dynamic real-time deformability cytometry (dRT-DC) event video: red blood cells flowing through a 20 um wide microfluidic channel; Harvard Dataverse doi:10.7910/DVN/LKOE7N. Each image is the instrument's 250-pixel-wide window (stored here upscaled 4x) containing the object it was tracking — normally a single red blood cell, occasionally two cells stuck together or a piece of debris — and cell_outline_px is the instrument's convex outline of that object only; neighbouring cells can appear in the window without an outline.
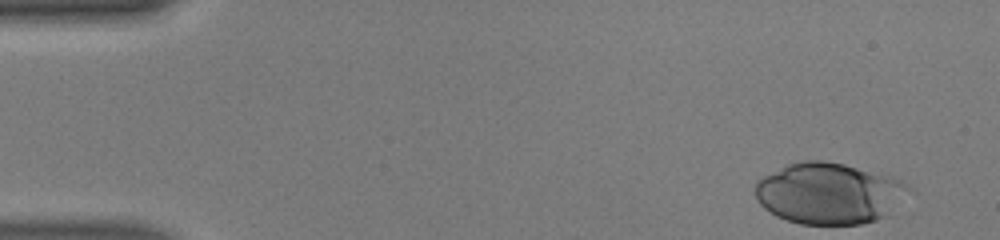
{"species": "human", "species_latin": "Homo sapiens", "temperature_condition": "warm", "stored_images_in_passage": 39, "camera_frame_rate_fps": 3000, "um_per_image_px": 0.085, "donor": {"sex": "male"}, "frame": {"image": 1, "passage_image": 1, "time_ms": 0.0, "image_size_px": [1000, 240], "cell_outline_px": [[916, 192], [884, 216], [876, 220], [864, 224], [800, 224], [776, 216], [764, 208], [760, 204], [756, 196], [756, 180], [788, 164], [804, 160], [824, 160], [844, 164], [892, 176], [916, 188]], "centroid_in_image_um": [70.56, 16.43], "position_along_channel_um": 14.4, "area_um2": 55.31}}
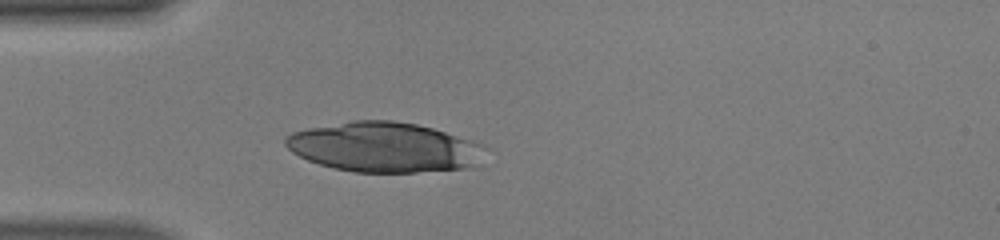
{"frame": {"image": 2, "passage_image": 12, "time_ms": 3.667, "image_size_px": [1000, 240], "cell_outline_px": [[488, 148], [472, 168], [416, 172], [356, 172], [336, 168], [320, 164], [308, 160], [292, 152], [284, 144], [284, 136], [292, 132], [308, 128], [352, 120], [392, 120], [416, 124], [432, 128], [484, 144]], "centroid_in_image_um": [32.66, 12.51], "position_along_channel_um": 52.3, "area_um2": 58.09}}